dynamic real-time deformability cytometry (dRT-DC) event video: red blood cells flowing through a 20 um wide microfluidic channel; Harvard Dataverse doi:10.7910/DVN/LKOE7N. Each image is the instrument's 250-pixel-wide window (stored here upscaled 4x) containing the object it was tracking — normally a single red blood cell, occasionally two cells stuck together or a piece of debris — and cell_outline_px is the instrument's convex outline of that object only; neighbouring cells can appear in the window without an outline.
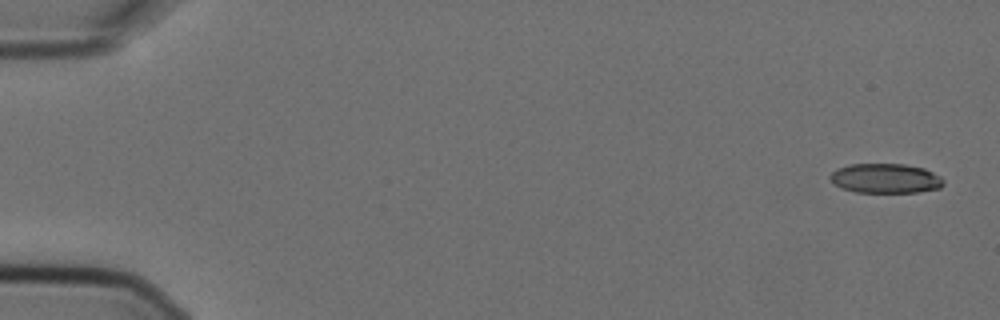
{"species": "Egyptian fruit bat (a non-hibernating species)", "species_latin": "Rousettus aegyptiacus", "temperature_condition": "cold", "stored_images_in_passage": 7, "camera_frame_rate_fps": 3000, "um_per_image_px": 0.085, "animal": {"sex": "female"}, "frame": {"image": 1, "passage_image": 1, "time_ms": 0.0, "image_size_px": [1000, 320], "cell_outline_px": [[944, 184], [940, 188], [916, 192], [856, 192], [844, 188], [836, 184], [828, 176], [836, 168], [852, 164], [904, 164], [924, 168], [940, 176], [944, 180]], "centroid_in_image_um": [75.29, 15.15], "position_along_channel_um": 9.7, "area_um2": 19.42}}
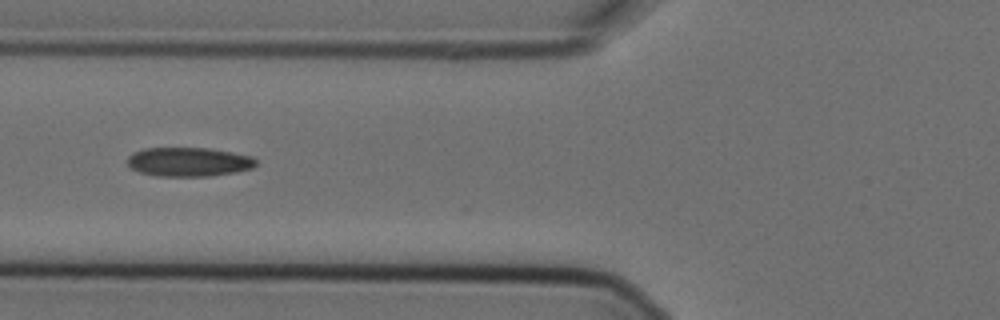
{"frame": {"image": 2, "passage_image": 6, "time_ms": 1.667, "image_size_px": [1000, 320], "cell_outline_px": [[256, 164], [252, 168], [236, 172], [212, 176], [156, 176], [140, 172], [132, 168], [128, 164], [128, 156], [132, 152], [144, 148], [208, 148], [232, 152], [252, 156], [256, 160]], "centroid_in_image_um": [16.04, 13.76], "position_along_channel_um": 109.8, "area_um2": 21.85}}
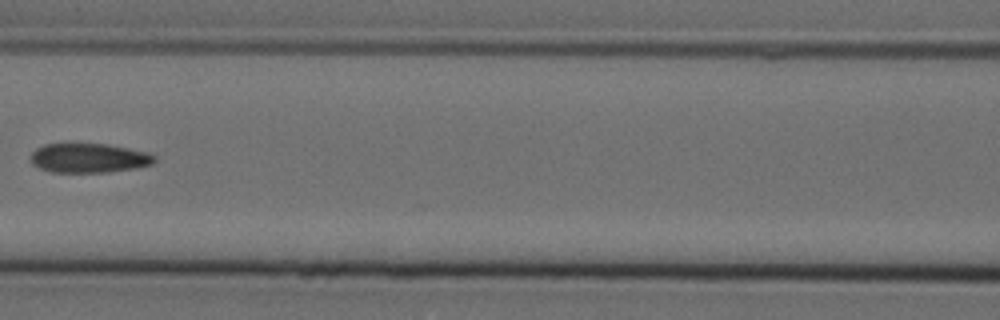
{"frame": {"image": 3, "passage_image": 7, "time_ms": 2.0, "image_size_px": [1000, 320], "cell_outline_px": [[156, 160], [152, 164], [136, 168], [108, 172], [52, 172], [40, 168], [32, 164], [32, 152], [36, 148], [44, 144], [108, 144], [148, 152], [156, 156]], "centroid_in_image_um": [7.58, 13.43], "position_along_channel_um": 159.0, "area_um2": 21.15}}